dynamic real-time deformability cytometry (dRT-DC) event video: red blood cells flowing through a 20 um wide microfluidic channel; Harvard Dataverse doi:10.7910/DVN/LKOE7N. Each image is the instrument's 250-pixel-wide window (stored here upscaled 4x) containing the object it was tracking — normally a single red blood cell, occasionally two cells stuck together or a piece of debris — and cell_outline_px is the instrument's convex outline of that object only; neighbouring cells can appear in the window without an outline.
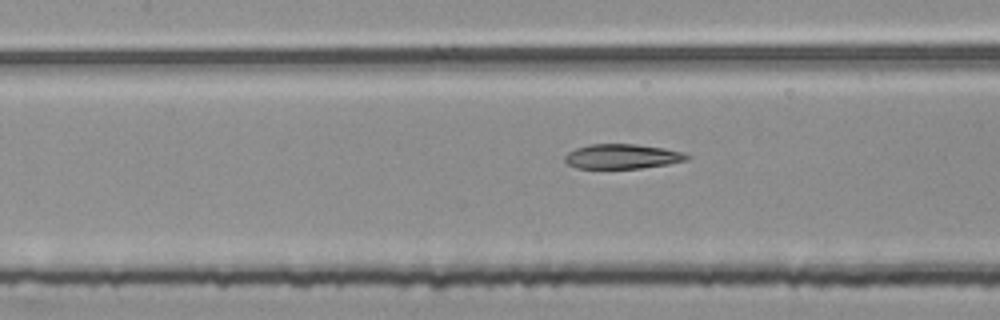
{"species": "common noctule bat (a hibernating species)", "species_latin": "Nyctalus noctula", "temperature_condition": "room temperature", "stored_images_in_passage": 50, "segment_of_instrument_passage": [2, 2], "camera_frame_rate_fps": 3000, "um_per_image_px": 0.085, "animal": {"sex": "female", "body_mass_g": 25.1}, "frame": {"image": 1, "passage_image": 24, "time_ms": 7.667, "image_size_px": [1000, 320], "cell_outline_px": [[692, 156], [688, 160], [668, 164], [640, 168], [576, 168], [568, 164], [564, 160], [564, 156], [568, 152], [576, 148], [588, 144], [636, 144], [664, 148], [684, 152]], "centroid_in_image_um": [52.91, 13.29], "position_along_channel_um": 154.5, "area_um2": 17.69}}
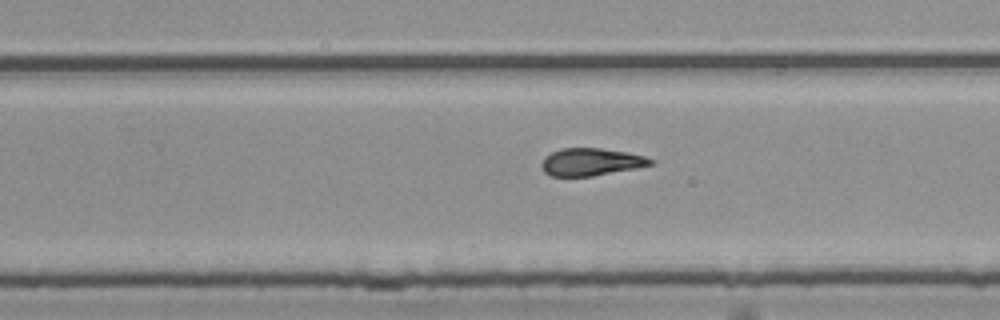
{"frame": {"image": 2, "passage_image": 34, "time_ms": 11.0, "image_size_px": [1000, 320], "cell_outline_px": [[656, 164], [636, 168], [592, 176], [552, 176], [544, 172], [540, 164], [544, 156], [560, 148], [600, 148], [628, 152], [644, 156], [656, 160]], "centroid_in_image_um": [50.25, 13.76], "position_along_channel_um": 279.5, "area_um2": 17.63}}
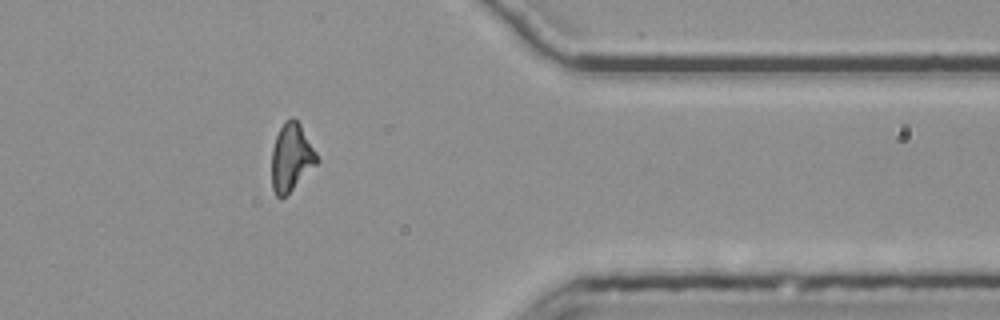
{"frame": {"image": 3, "passage_image": 44, "time_ms": 14.333, "image_size_px": [1000, 320], "cell_outline_px": [[320, 160], [280, 200], [276, 196], [272, 188], [272, 148], [276, 136], [284, 120], [292, 116], [300, 124], [316, 152]], "centroid_in_image_um": [24.74, 13.35], "position_along_channel_um": 386.7, "area_um2": 17.57}}